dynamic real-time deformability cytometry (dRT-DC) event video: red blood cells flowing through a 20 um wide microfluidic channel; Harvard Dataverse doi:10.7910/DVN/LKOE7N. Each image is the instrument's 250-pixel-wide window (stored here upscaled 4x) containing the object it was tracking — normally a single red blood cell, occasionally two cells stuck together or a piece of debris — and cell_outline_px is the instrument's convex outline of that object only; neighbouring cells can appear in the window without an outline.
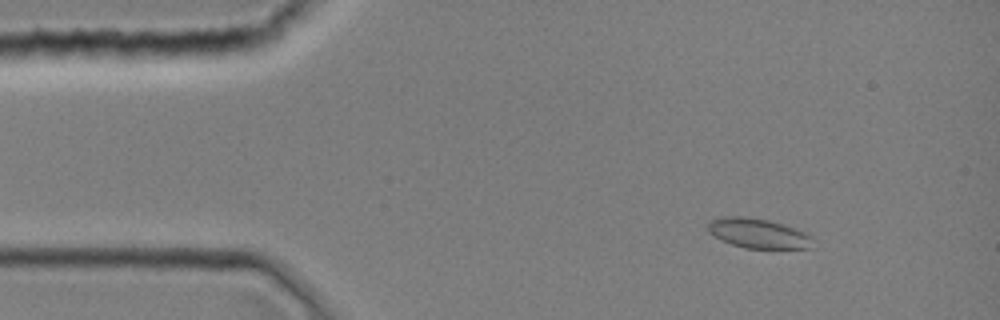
{"species": "common noctule bat (a hibernating species)", "species_latin": "Nyctalus noctula", "temperature_condition": "room temperature", "stored_images_in_passage": 8, "camera_frame_rate_fps": 3000, "um_per_image_px": 0.085, "animal": {"sex": "female", "body_mass_g": 19.0, "forearm_length_mm": 51.5}, "frame": {"image": 1, "passage_image": 5, "time_ms": 1.333, "image_size_px": [1000, 320], "cell_outline_px": [[816, 248], [744, 248], [732, 244], [708, 232], [708, 220], [720, 216], [744, 216], [768, 220], [796, 228], [808, 232], [812, 236]], "centroid_in_image_um": [64.5, 19.82], "position_along_channel_um": 20.5, "area_um2": 18.44}}